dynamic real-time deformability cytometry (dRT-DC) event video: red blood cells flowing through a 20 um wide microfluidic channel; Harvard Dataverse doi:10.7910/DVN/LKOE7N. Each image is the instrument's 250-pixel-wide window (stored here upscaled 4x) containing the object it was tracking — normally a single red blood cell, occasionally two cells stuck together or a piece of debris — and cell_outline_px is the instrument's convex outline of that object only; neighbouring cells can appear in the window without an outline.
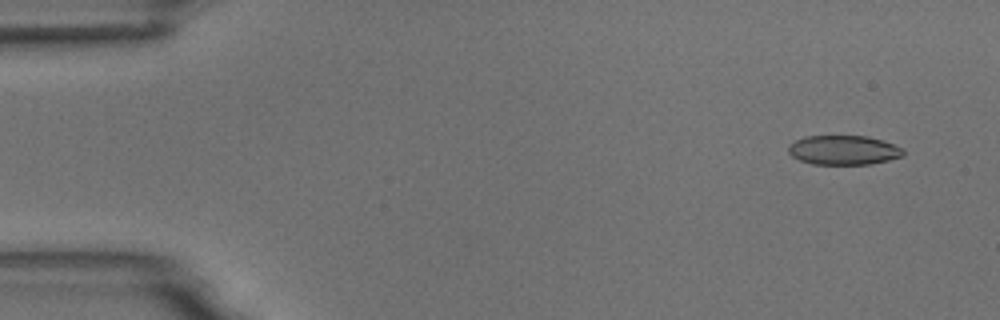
{"species": "common noctule bat (a hibernating species)", "species_latin": "Nyctalus noctula", "temperature_condition": "room temperature", "stored_images_in_passage": 5, "camera_frame_rate_fps": 3000, "um_per_image_px": 0.085, "animal": {"sex": "male", "body_mass_g": 18.8}, "frame": {"image": 1, "passage_image": 1, "time_ms": 0.0, "image_size_px": [1000, 320], "cell_outline_px": [[904, 156], [888, 160], [868, 164], [812, 164], [800, 160], [792, 156], [788, 152], [788, 144], [804, 136], [868, 136], [904, 148]], "centroid_in_image_um": [71.69, 12.75], "position_along_channel_um": 13.3, "area_um2": 19.65}}
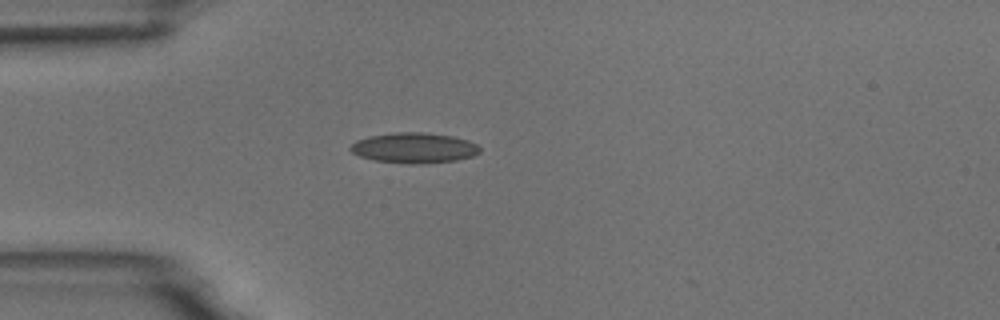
{"frame": {"image": 2, "passage_image": 4, "time_ms": 3.667, "image_size_px": [1000, 320], "cell_outline_px": [[480, 152], [472, 156], [456, 160], [424, 164], [412, 164], [372, 160], [360, 156], [352, 152], [348, 148], [356, 140], [368, 136], [392, 132], [424, 132], [452, 136], [468, 140], [476, 144], [480, 148]], "centroid_in_image_um": [35.17, 12.57], "position_along_channel_um": 49.8, "area_um2": 23.06}}